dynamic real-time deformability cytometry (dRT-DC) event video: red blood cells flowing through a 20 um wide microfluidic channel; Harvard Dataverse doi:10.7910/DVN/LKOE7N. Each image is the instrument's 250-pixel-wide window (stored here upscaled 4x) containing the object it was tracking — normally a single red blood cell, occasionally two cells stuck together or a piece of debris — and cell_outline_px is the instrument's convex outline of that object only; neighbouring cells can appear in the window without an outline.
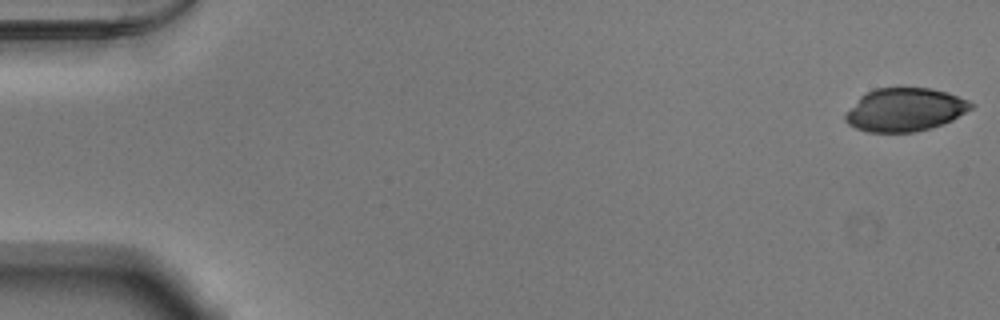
{"species": "Egyptian fruit bat (a non-hibernating species)", "species_latin": "Rousettus aegyptiacus", "temperature_condition": "warm", "stored_images_in_passage": 17, "camera_frame_rate_fps": 3000, "um_per_image_px": 0.085, "animal": {"sex": "male"}, "frame": {"image": 1, "passage_image": 1, "time_ms": 0.0, "image_size_px": [1000, 320], "cell_outline_px": [[976, 104], [972, 108], [952, 120], [944, 124], [932, 128], [916, 132], [868, 132], [856, 128], [848, 124], [844, 120], [844, 116], [860, 96], [876, 88], [932, 88], [948, 92], [968, 100]], "centroid_in_image_um": [76.95, 9.33], "position_along_channel_um": 8.1, "area_um2": 31.73}}